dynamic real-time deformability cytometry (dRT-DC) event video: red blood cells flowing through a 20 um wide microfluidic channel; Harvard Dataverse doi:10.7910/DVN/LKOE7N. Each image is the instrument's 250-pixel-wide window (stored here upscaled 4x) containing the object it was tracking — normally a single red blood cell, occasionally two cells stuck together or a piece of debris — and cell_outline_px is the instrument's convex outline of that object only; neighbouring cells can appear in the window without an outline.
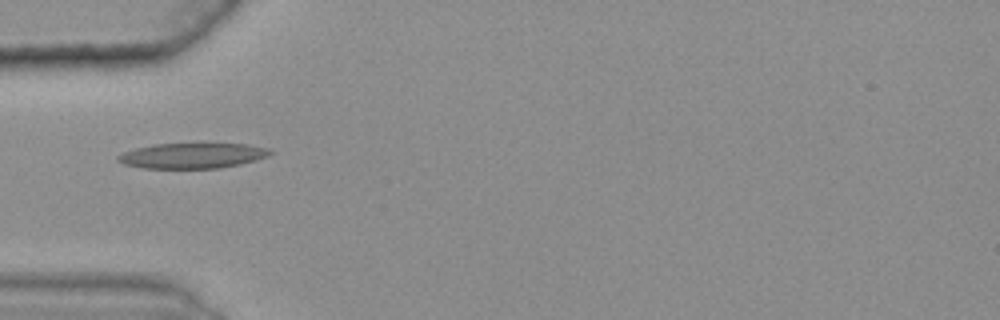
{"species": "common noctule bat (a hibernating species)", "species_latin": "Nyctalus noctula", "temperature_condition": "warm", "stored_images_in_passage": 3, "camera_frame_rate_fps": 3000, "um_per_image_px": 0.085, "animal": {"sex": "female", "body_mass_g": 25.1}, "frame": {"image": 1, "passage_image": 1, "time_ms": 0.0, "image_size_px": [1000, 320], "cell_outline_px": [[272, 152], [268, 156], [240, 164], [220, 168], [144, 168], [124, 164], [116, 160], [116, 156], [124, 152], [136, 148], [152, 144], [248, 144], [268, 148]], "centroid_in_image_um": [16.33, 13.23], "position_along_channel_um": 68.7, "area_um2": 22.31}}